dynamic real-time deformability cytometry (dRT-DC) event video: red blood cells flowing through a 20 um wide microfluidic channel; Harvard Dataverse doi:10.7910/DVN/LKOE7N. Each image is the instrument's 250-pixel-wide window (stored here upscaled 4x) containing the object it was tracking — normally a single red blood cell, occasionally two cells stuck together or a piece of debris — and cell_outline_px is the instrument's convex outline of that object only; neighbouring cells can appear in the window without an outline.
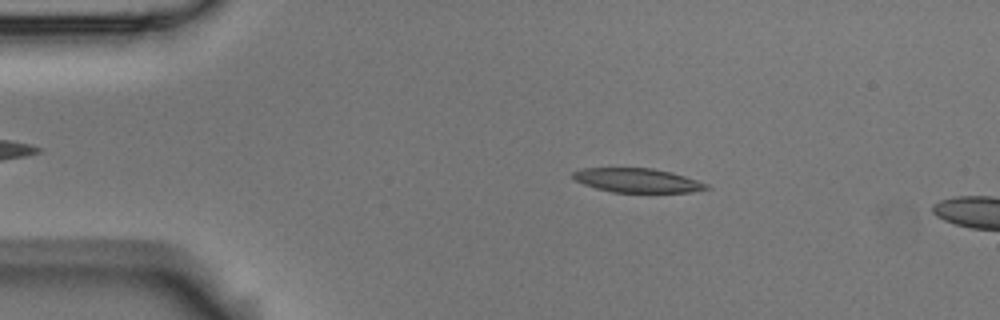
{"species": "Egyptian fruit bat (a non-hibernating species)", "species_latin": "Rousettus aegyptiacus", "temperature_condition": "room temperature", "stored_images_in_passage": 3, "camera_frame_rate_fps": 3000, "um_per_image_px": 0.085, "animal": {"sex": "male"}, "frame": {"image": 1, "passage_image": 2, "time_ms": 0.333, "image_size_px": [1000, 320], "cell_outline_px": [[712, 188], [692, 192], [612, 192], [596, 188], [584, 184], [576, 180], [572, 176], [572, 172], [584, 168], [652, 168], [672, 172], [708, 184]], "centroid_in_image_um": [54.19, 15.33], "position_along_channel_um": 30.8, "area_um2": 18.67}}